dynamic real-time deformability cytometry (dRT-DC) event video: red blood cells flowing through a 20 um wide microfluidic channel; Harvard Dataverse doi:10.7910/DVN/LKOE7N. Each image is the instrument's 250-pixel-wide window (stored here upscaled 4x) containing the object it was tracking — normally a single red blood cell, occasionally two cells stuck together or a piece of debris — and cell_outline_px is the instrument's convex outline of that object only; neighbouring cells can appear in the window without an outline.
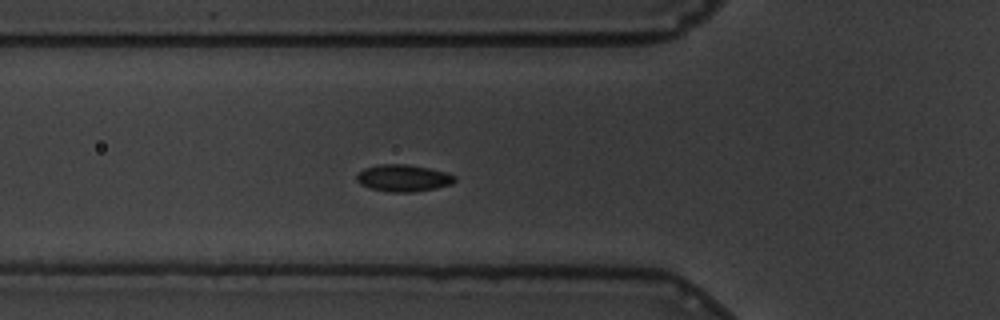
{"species": "common noctule bat (a hibernating species)", "species_latin": "Nyctalus noctula", "temperature_condition": "warm", "stored_images_in_passage": 55, "segment_of_instrument_passage": [1, 2], "camera_frame_rate_fps": 3000, "um_per_image_px": 0.085, "animal": {"sex": "male", "body_mass_g": 19.5, "forearm_length_mm": 54.6}, "frame": {"image": 1, "passage_image": 16, "time_ms": 5.0, "image_size_px": [1000, 320], "cell_outline_px": [[456, 180], [452, 184], [436, 188], [412, 192], [388, 192], [372, 188], [360, 184], [356, 180], [356, 176], [364, 168], [376, 164], [408, 164], [428, 168], [444, 172], [456, 176]], "centroid_in_image_um": [34.27, 15.13], "position_along_channel_um": 91.5, "area_um2": 15.37}}
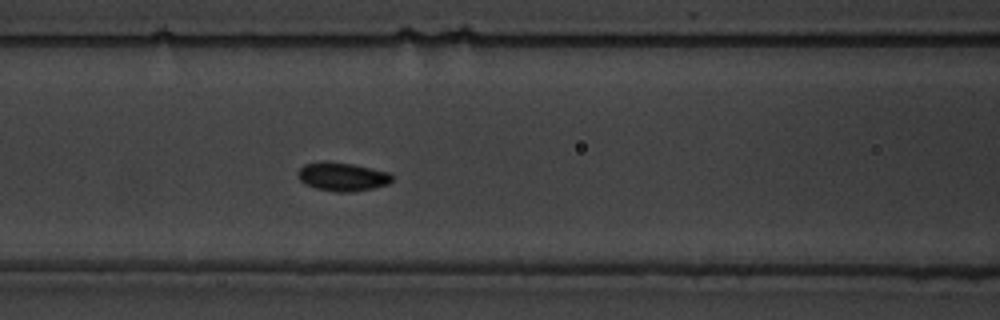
{"frame": {"image": 2, "passage_image": 20, "time_ms": 6.333, "image_size_px": [1000, 320], "cell_outline_px": [[392, 180], [388, 184], [372, 188], [352, 192], [336, 192], [316, 188], [300, 180], [296, 176], [296, 172], [304, 164], [352, 164], [388, 172], [392, 176]], "centroid_in_image_um": [29.12, 15.06], "position_along_channel_um": 137.5, "area_um2": 14.97}}
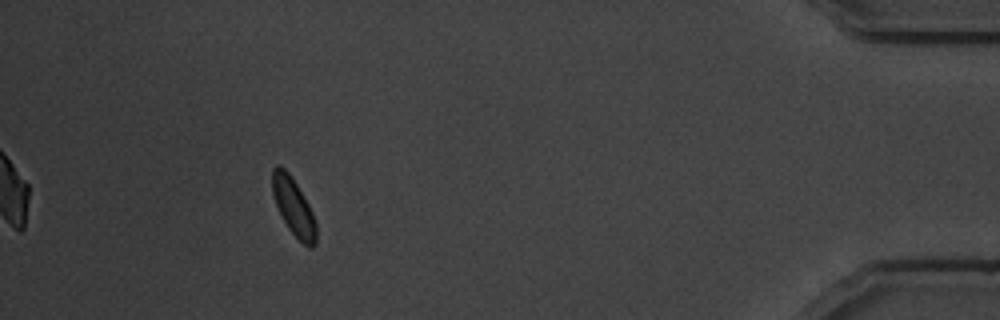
{"frame": {"image": 3, "passage_image": 49, "time_ms": 16.0, "image_size_px": [1000, 320], "cell_outline_px": [[316, 244], [312, 248], [308, 248], [288, 228], [276, 204], [272, 192], [272, 168], [276, 164], [280, 164], [288, 172], [296, 184], [308, 204], [312, 212], [316, 224]], "centroid_in_image_um": [24.94, 17.56], "position_along_channel_um": 410.3, "area_um2": 14.45}}